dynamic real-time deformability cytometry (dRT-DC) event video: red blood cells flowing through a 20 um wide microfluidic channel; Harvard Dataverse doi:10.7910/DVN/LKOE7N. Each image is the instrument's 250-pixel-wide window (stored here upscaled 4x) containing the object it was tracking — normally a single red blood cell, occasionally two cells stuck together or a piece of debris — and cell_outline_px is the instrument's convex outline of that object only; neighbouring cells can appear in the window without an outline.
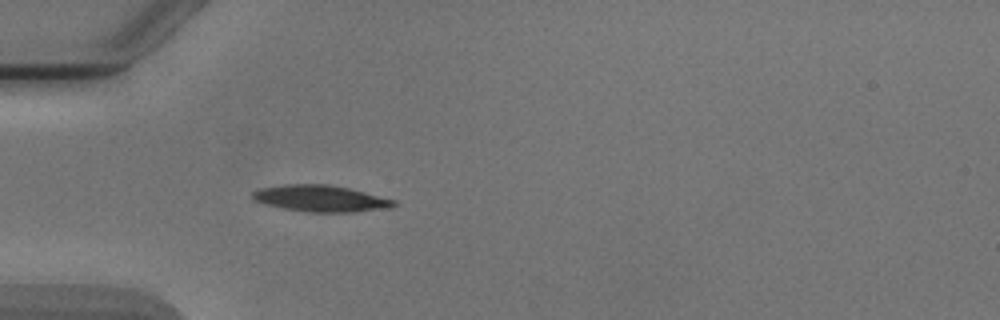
{"species": "Egyptian fruit bat (a non-hibernating species)", "species_latin": "Rousettus aegyptiacus", "temperature_condition": "cold", "stored_images_in_passage": 4, "camera_frame_rate_fps": 3000, "um_per_image_px": 0.085, "animal": {"sex": "male"}, "frame": {"image": 1, "passage_image": 4, "time_ms": 3.333, "image_size_px": [1000, 320], "cell_outline_px": [[396, 204], [392, 208], [352, 212], [312, 212], [284, 208], [264, 204], [256, 200], [252, 196], [252, 192], [260, 188], [288, 184], [328, 184], [348, 188], [396, 200]], "centroid_in_image_um": [27.29, 16.87], "position_along_channel_um": 57.7, "area_um2": 21.62}}